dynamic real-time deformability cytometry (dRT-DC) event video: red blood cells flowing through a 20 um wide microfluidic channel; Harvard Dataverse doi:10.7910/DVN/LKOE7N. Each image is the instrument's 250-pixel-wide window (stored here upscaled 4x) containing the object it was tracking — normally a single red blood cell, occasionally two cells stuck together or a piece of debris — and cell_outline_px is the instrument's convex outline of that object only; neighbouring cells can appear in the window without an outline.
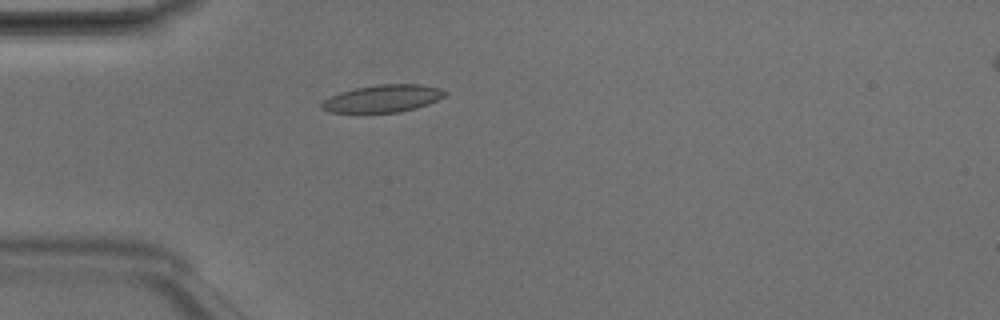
{"species": "Egyptian fruit bat (a non-hibernating species)", "species_latin": "Rousettus aegyptiacus", "temperature_condition": "room temperature", "stored_images_in_passage": 4, "camera_frame_rate_fps": 3000, "um_per_image_px": 0.085, "animal": {"sex": "male"}, "frame": {"image": 1, "passage_image": 3, "time_ms": 0.667, "image_size_px": [1000, 320], "cell_outline_px": [[448, 92], [444, 96], [428, 104], [416, 108], [400, 112], [328, 112], [320, 108], [320, 104], [324, 100], [340, 92], [356, 88], [376, 84], [420, 84], [440, 88]], "centroid_in_image_um": [32.54, 8.37], "position_along_channel_um": 52.5, "area_um2": 19.59}}